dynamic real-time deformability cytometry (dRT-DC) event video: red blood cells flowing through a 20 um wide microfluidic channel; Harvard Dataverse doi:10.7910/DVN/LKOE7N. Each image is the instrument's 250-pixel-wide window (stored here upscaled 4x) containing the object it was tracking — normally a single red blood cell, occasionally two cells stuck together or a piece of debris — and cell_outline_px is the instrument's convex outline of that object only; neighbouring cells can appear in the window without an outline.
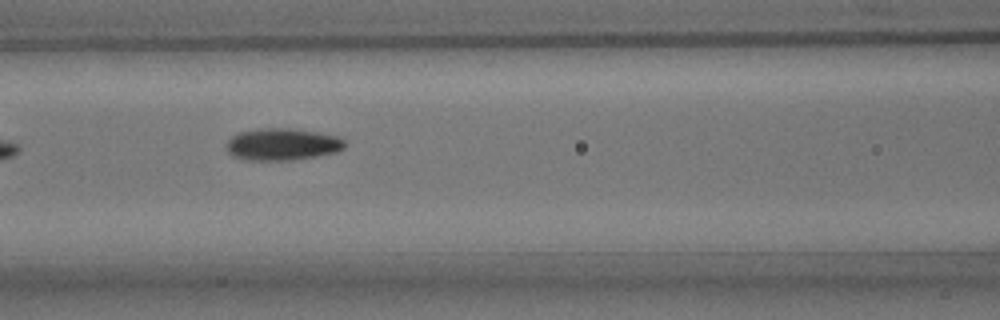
{"species": "common noctule bat (a hibernating species)", "species_latin": "Nyctalus noctula", "temperature_condition": "room temperature", "stored_images_in_passage": 9, "camera_frame_rate_fps": 3000, "um_per_image_px": 0.085, "animal": {"sex": "male", "body_mass_g": 15.6}, "frame": {"image": 1, "passage_image": 6, "time_ms": 6.667, "image_size_px": [1000, 320], "cell_outline_px": [[344, 148], [336, 152], [316, 156], [292, 160], [244, 160], [232, 156], [228, 152], [228, 140], [232, 136], [240, 132], [260, 128], [288, 128], [316, 132], [336, 136], [344, 140]], "centroid_in_image_um": [23.97, 12.27], "position_along_channel_um": 142.6, "area_um2": 21.91}}
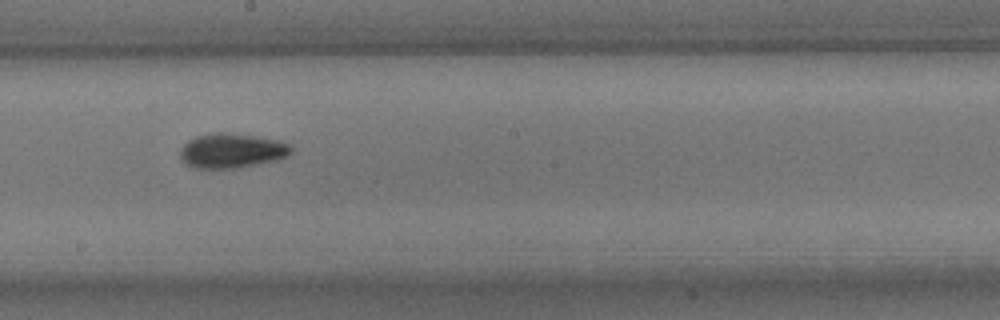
{"frame": {"image": 2, "passage_image": 8, "time_ms": 9.0, "image_size_px": [1000, 320], "cell_outline_px": [[292, 152], [288, 156], [276, 160], [236, 168], [192, 168], [184, 164], [180, 156], [180, 148], [188, 140], [196, 136], [212, 132], [228, 132], [280, 140], [288, 144], [292, 148]], "centroid_in_image_um": [19.67, 12.8], "position_along_channel_um": 228.5, "area_um2": 22.6}}
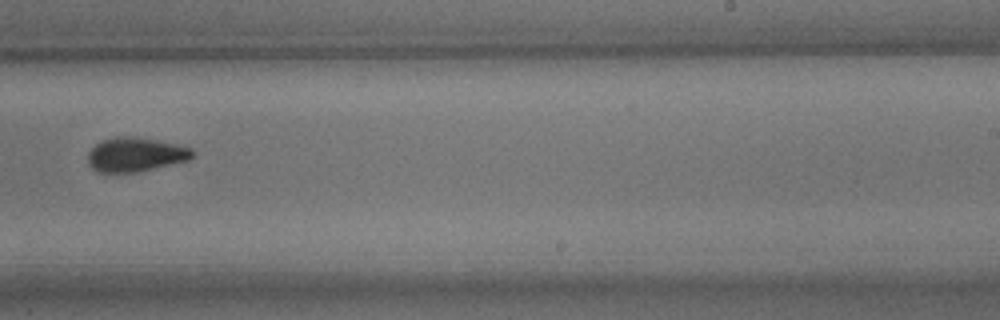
{"frame": {"image": 3, "passage_image": 9, "time_ms": 10.333, "image_size_px": [1000, 320], "cell_outline_px": [[196, 156], [188, 160], [140, 172], [96, 172], [88, 164], [88, 152], [96, 144], [104, 140], [116, 136], [132, 136], [192, 148], [196, 152]], "centroid_in_image_um": [11.52, 13.15], "position_along_channel_um": 277.5, "area_um2": 20.75}}